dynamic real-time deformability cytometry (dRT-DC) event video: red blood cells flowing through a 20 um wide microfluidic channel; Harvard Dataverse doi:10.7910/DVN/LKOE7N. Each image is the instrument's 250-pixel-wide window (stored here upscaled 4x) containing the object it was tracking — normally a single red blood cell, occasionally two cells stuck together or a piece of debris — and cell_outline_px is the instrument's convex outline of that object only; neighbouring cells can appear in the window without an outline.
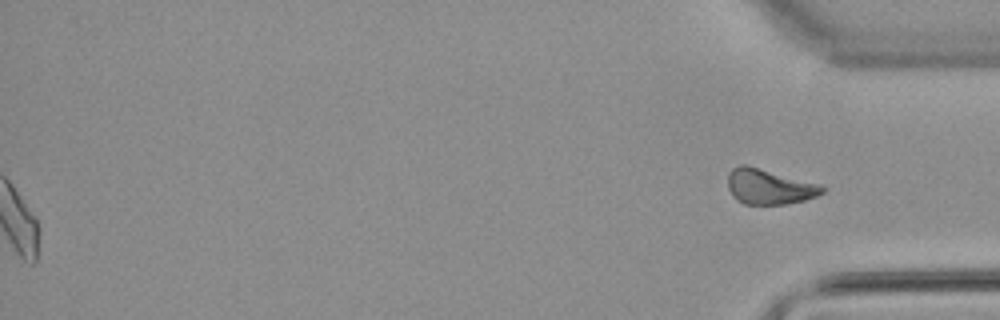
{"species": "common noctule bat (a hibernating species)", "species_latin": "Nyctalus noctula", "temperature_condition": "warm", "stored_images_in_passage": 55, "segment_of_instrument_passage": [2, 2], "camera_frame_rate_fps": 3000, "um_per_image_px": 0.085, "animal": {"sex": "male", "body_mass_g": 21.5, "forearm_length_mm": 52.0}, "frame": {"image": 1, "passage_image": 55, "time_ms": 18.0, "image_size_px": [1000, 320], "cell_outline_px": [[824, 192], [816, 196], [804, 200], [788, 204], [744, 204], [736, 200], [732, 196], [728, 188], [728, 172], [732, 168], [740, 164], [748, 164], [820, 184], [824, 188]], "centroid_in_image_um": [65.35, 15.85], "position_along_channel_um": 369.9, "area_um2": 19.65}}